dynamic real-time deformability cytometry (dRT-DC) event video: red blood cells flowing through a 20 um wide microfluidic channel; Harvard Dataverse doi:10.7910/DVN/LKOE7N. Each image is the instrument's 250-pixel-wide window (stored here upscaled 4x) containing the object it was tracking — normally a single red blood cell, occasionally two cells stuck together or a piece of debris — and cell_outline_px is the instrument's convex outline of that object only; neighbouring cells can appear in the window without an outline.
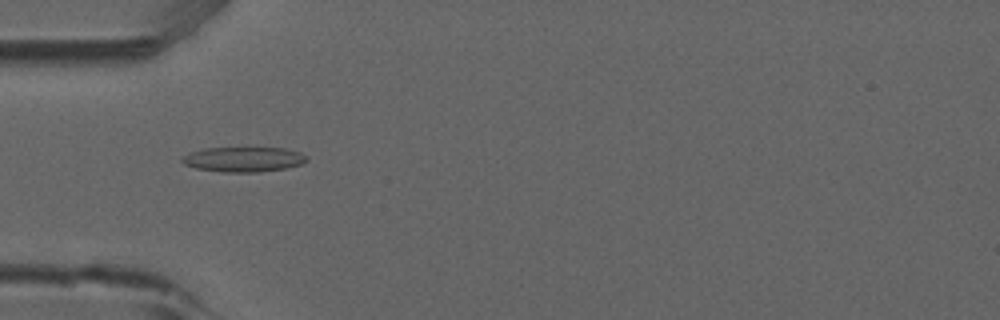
{"species": "common noctule bat (a hibernating species)", "species_latin": "Nyctalus noctula", "temperature_condition": "room temperature", "stored_images_in_passage": 38, "camera_frame_rate_fps": 3000, "um_per_image_px": 0.085, "animal": {"sex": "male", "forearm_length_mm": 52.5}, "frame": {"image": 1, "passage_image": 2, "time_ms": 0.333, "image_size_px": [1000, 320], "cell_outline_px": [[308, 160], [300, 164], [284, 168], [260, 172], [224, 172], [196, 168], [184, 164], [180, 160], [180, 156], [188, 152], [208, 148], [284, 148], [300, 152], [308, 156]], "centroid_in_image_um": [20.67, 13.54], "position_along_channel_um": 64.3, "area_um2": 18.15}}
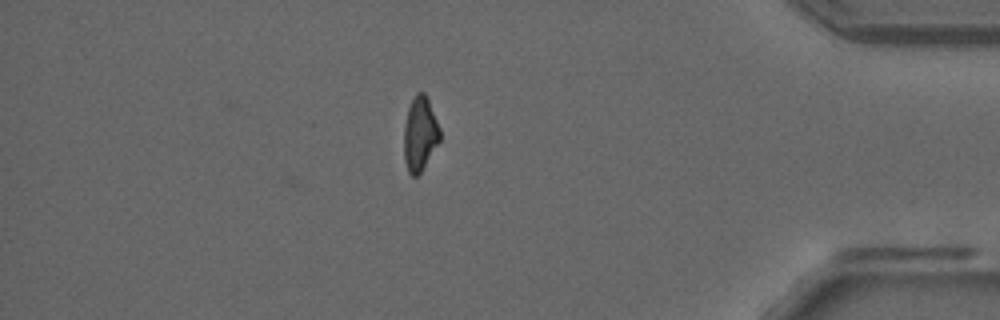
{"frame": {"image": 2, "passage_image": 31, "time_ms": 10.0, "image_size_px": [1000, 320], "cell_outline_px": [[440, 140], [420, 172], [416, 176], [412, 176], [408, 172], [404, 160], [404, 128], [408, 108], [416, 92], [424, 92], [428, 100], [440, 128]], "centroid_in_image_um": [35.68, 11.38], "position_along_channel_um": 399.5, "area_um2": 15.32}}
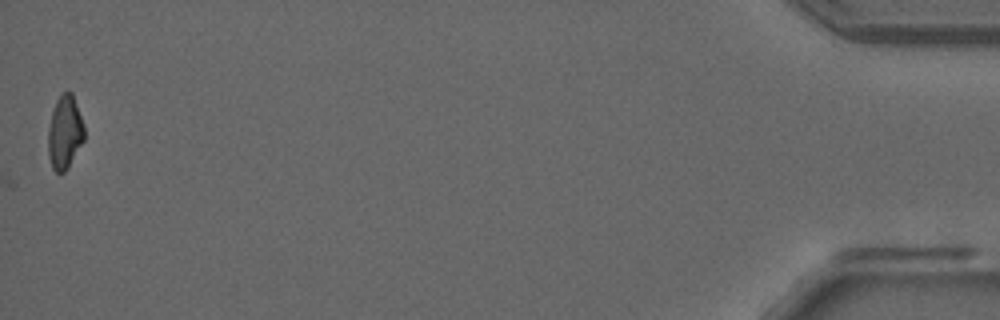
{"frame": {"image": 3, "passage_image": 38, "time_ms": 12.333, "image_size_px": [1000, 320], "cell_outline_px": [[84, 140], [68, 168], [64, 172], [56, 172], [52, 168], [48, 156], [48, 128], [52, 112], [56, 100], [60, 92], [72, 92], [84, 124]], "centroid_in_image_um": [5.5, 11.24], "position_along_channel_um": 429.7, "area_um2": 15.61}, "authors_computed_cell_mechanics": {"area_um2": 16.1551, "velocity_mm_per_s": 3.8718, "shape_relaxation_time_tau1_ms": null, "shape_relaxation_time_tau2_ms": 3.6737, "deformation_change_tau1": null, "deformation_change_tau2": 0.1263}}